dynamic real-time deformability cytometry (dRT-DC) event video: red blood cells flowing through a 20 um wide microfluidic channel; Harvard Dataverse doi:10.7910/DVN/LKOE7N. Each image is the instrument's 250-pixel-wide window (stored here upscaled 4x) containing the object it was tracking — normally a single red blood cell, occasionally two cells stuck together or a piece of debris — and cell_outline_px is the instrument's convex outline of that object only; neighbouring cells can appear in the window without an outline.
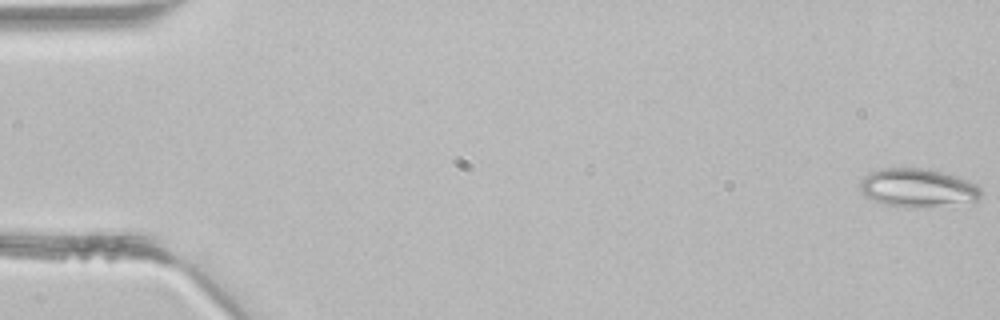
{"species": "common noctule bat (a hibernating species)", "species_latin": "Nyctalus noctula", "temperature_condition": "room temperature", "stored_images_in_passage": 3, "camera_frame_rate_fps": 3000, "um_per_image_px": 0.085, "animal": {"sex": "male", "body_mass_g": 21.5, "forearm_length_mm": 52.0}, "frame": {"image": 1, "passage_image": 3, "time_ms": 0.667, "image_size_px": [1000, 320], "cell_outline_px": [[984, 192], [972, 204], [920, 208], [908, 208], [884, 204], [872, 200], [864, 196], [860, 192], [860, 180], [864, 176], [880, 168], [920, 168], [944, 172], [968, 180], [976, 184]], "centroid_in_image_um": [78.05, 16.0], "position_along_channel_um": 7.0, "area_um2": 27.92}}